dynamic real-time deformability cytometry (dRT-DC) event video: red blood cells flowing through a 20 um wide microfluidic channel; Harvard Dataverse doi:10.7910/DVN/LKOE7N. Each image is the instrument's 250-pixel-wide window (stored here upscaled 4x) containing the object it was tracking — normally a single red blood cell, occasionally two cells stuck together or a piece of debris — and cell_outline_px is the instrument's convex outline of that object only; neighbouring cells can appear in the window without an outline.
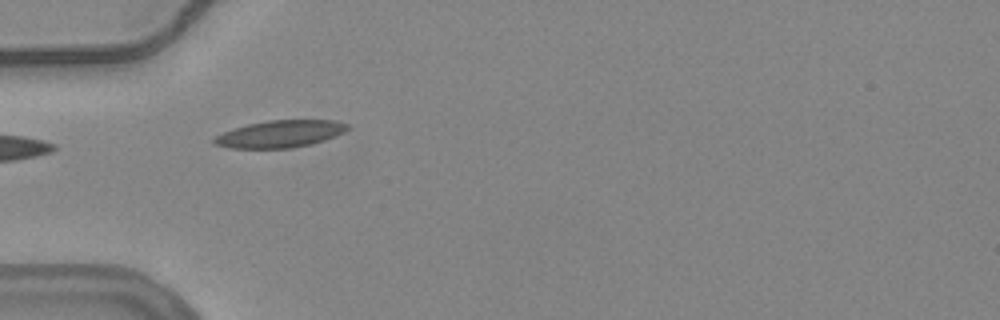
{"species": "common noctule bat (a hibernating species)", "species_latin": "Nyctalus noctula", "temperature_condition": "warm", "stored_images_in_passage": 5, "camera_frame_rate_fps": 3000, "um_per_image_px": 0.085, "animal": {"sex": "female", "body_mass_g": 24.6, "forearm_length_mm": 56.2}, "frame": {"image": 1, "passage_image": 1, "time_ms": 0.0, "image_size_px": [1000, 320], "cell_outline_px": [[348, 128], [344, 132], [324, 140], [312, 144], [292, 148], [228, 148], [212, 144], [212, 140], [216, 136], [224, 132], [248, 124], [268, 120], [332, 120], [348, 124]], "centroid_in_image_um": [23.79, 11.39], "position_along_channel_um": 61.2, "area_um2": 20.98}}